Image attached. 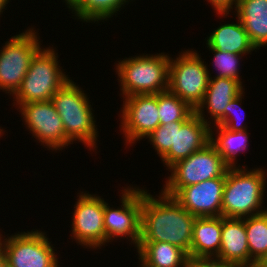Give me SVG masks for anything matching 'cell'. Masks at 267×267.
Instances as JSON below:
<instances>
[{"mask_svg":"<svg viewBox=\"0 0 267 267\" xmlns=\"http://www.w3.org/2000/svg\"><path fill=\"white\" fill-rule=\"evenodd\" d=\"M216 258L232 267L250 265L245 218L222 216L221 245Z\"/></svg>","mask_w":267,"mask_h":267,"instance_id":"obj_17","label":"cell"},{"mask_svg":"<svg viewBox=\"0 0 267 267\" xmlns=\"http://www.w3.org/2000/svg\"><path fill=\"white\" fill-rule=\"evenodd\" d=\"M0 267H6L5 256L3 254L1 246H0Z\"/></svg>","mask_w":267,"mask_h":267,"instance_id":"obj_32","label":"cell"},{"mask_svg":"<svg viewBox=\"0 0 267 267\" xmlns=\"http://www.w3.org/2000/svg\"><path fill=\"white\" fill-rule=\"evenodd\" d=\"M196 50H185L178 57H170L168 90L187 102L194 110L202 102L209 78L207 64Z\"/></svg>","mask_w":267,"mask_h":267,"instance_id":"obj_7","label":"cell"},{"mask_svg":"<svg viewBox=\"0 0 267 267\" xmlns=\"http://www.w3.org/2000/svg\"><path fill=\"white\" fill-rule=\"evenodd\" d=\"M58 58V53L50 46L35 54L20 88L12 96L13 106L51 100L58 89L70 80L59 66Z\"/></svg>","mask_w":267,"mask_h":267,"instance_id":"obj_5","label":"cell"},{"mask_svg":"<svg viewBox=\"0 0 267 267\" xmlns=\"http://www.w3.org/2000/svg\"><path fill=\"white\" fill-rule=\"evenodd\" d=\"M221 233L222 216L196 217L188 256L216 258L220 250Z\"/></svg>","mask_w":267,"mask_h":267,"instance_id":"obj_18","label":"cell"},{"mask_svg":"<svg viewBox=\"0 0 267 267\" xmlns=\"http://www.w3.org/2000/svg\"><path fill=\"white\" fill-rule=\"evenodd\" d=\"M235 11L256 50L267 46V0H238Z\"/></svg>","mask_w":267,"mask_h":267,"instance_id":"obj_19","label":"cell"},{"mask_svg":"<svg viewBox=\"0 0 267 267\" xmlns=\"http://www.w3.org/2000/svg\"><path fill=\"white\" fill-rule=\"evenodd\" d=\"M51 101L61 117L65 131V147L74 141L97 150L98 129L88 95L73 80L67 81Z\"/></svg>","mask_w":267,"mask_h":267,"instance_id":"obj_2","label":"cell"},{"mask_svg":"<svg viewBox=\"0 0 267 267\" xmlns=\"http://www.w3.org/2000/svg\"><path fill=\"white\" fill-rule=\"evenodd\" d=\"M207 2L210 3L214 11L216 10V14L227 17L231 9L236 8L238 0H207Z\"/></svg>","mask_w":267,"mask_h":267,"instance_id":"obj_30","label":"cell"},{"mask_svg":"<svg viewBox=\"0 0 267 267\" xmlns=\"http://www.w3.org/2000/svg\"><path fill=\"white\" fill-rule=\"evenodd\" d=\"M195 219L174 197L161 191L156 198L141 188L139 242H167L189 254Z\"/></svg>","mask_w":267,"mask_h":267,"instance_id":"obj_1","label":"cell"},{"mask_svg":"<svg viewBox=\"0 0 267 267\" xmlns=\"http://www.w3.org/2000/svg\"><path fill=\"white\" fill-rule=\"evenodd\" d=\"M244 94H245V92L243 91L241 94H239L236 98H234L227 105V107L225 108V117H224V119L216 126L225 127L228 130L233 131V132H239V131L247 130L246 128H248V127L246 126V124L242 125L243 120H239V117H238V115L240 113V110H241V107H242L241 103H242V98L244 99ZM237 110H238L239 113L237 112ZM236 118H238V119H236Z\"/></svg>","mask_w":267,"mask_h":267,"instance_id":"obj_28","label":"cell"},{"mask_svg":"<svg viewBox=\"0 0 267 267\" xmlns=\"http://www.w3.org/2000/svg\"><path fill=\"white\" fill-rule=\"evenodd\" d=\"M210 34L206 39L207 48L241 55H251L256 49L239 19L238 23L220 25Z\"/></svg>","mask_w":267,"mask_h":267,"instance_id":"obj_20","label":"cell"},{"mask_svg":"<svg viewBox=\"0 0 267 267\" xmlns=\"http://www.w3.org/2000/svg\"><path fill=\"white\" fill-rule=\"evenodd\" d=\"M211 141V126L196 113L186 121H176L174 146L161 158L168 170L180 160L201 150Z\"/></svg>","mask_w":267,"mask_h":267,"instance_id":"obj_15","label":"cell"},{"mask_svg":"<svg viewBox=\"0 0 267 267\" xmlns=\"http://www.w3.org/2000/svg\"><path fill=\"white\" fill-rule=\"evenodd\" d=\"M18 110L23 122L25 121L26 130L29 129L37 143H41L52 152L64 149V125L51 100L24 103Z\"/></svg>","mask_w":267,"mask_h":267,"instance_id":"obj_13","label":"cell"},{"mask_svg":"<svg viewBox=\"0 0 267 267\" xmlns=\"http://www.w3.org/2000/svg\"><path fill=\"white\" fill-rule=\"evenodd\" d=\"M80 0H64L63 2L66 3L69 11L79 2Z\"/></svg>","mask_w":267,"mask_h":267,"instance_id":"obj_31","label":"cell"},{"mask_svg":"<svg viewBox=\"0 0 267 267\" xmlns=\"http://www.w3.org/2000/svg\"><path fill=\"white\" fill-rule=\"evenodd\" d=\"M176 122L159 125L147 138L160 159L174 146Z\"/></svg>","mask_w":267,"mask_h":267,"instance_id":"obj_27","label":"cell"},{"mask_svg":"<svg viewBox=\"0 0 267 267\" xmlns=\"http://www.w3.org/2000/svg\"><path fill=\"white\" fill-rule=\"evenodd\" d=\"M243 87L235 79L210 76L204 98L195 109V113L213 129L224 119L227 105L245 91ZM204 109L206 112L208 111L207 115H210L212 122L208 121L210 118L204 114ZM207 117L208 119H206Z\"/></svg>","mask_w":267,"mask_h":267,"instance_id":"obj_16","label":"cell"},{"mask_svg":"<svg viewBox=\"0 0 267 267\" xmlns=\"http://www.w3.org/2000/svg\"><path fill=\"white\" fill-rule=\"evenodd\" d=\"M117 62L115 70L123 98L137 94H158L168 90L169 54L144 53Z\"/></svg>","mask_w":267,"mask_h":267,"instance_id":"obj_4","label":"cell"},{"mask_svg":"<svg viewBox=\"0 0 267 267\" xmlns=\"http://www.w3.org/2000/svg\"><path fill=\"white\" fill-rule=\"evenodd\" d=\"M242 267H261V266L259 264H252V265L242 266Z\"/></svg>","mask_w":267,"mask_h":267,"instance_id":"obj_35","label":"cell"},{"mask_svg":"<svg viewBox=\"0 0 267 267\" xmlns=\"http://www.w3.org/2000/svg\"><path fill=\"white\" fill-rule=\"evenodd\" d=\"M10 0H0V15L3 14V9H5L6 5L9 3Z\"/></svg>","mask_w":267,"mask_h":267,"instance_id":"obj_33","label":"cell"},{"mask_svg":"<svg viewBox=\"0 0 267 267\" xmlns=\"http://www.w3.org/2000/svg\"><path fill=\"white\" fill-rule=\"evenodd\" d=\"M144 267H185L188 254L167 242H139L136 248Z\"/></svg>","mask_w":267,"mask_h":267,"instance_id":"obj_21","label":"cell"},{"mask_svg":"<svg viewBox=\"0 0 267 267\" xmlns=\"http://www.w3.org/2000/svg\"><path fill=\"white\" fill-rule=\"evenodd\" d=\"M8 235L0 233L6 267H60L55 247L45 232L36 229Z\"/></svg>","mask_w":267,"mask_h":267,"instance_id":"obj_9","label":"cell"},{"mask_svg":"<svg viewBox=\"0 0 267 267\" xmlns=\"http://www.w3.org/2000/svg\"><path fill=\"white\" fill-rule=\"evenodd\" d=\"M217 130L211 129V143L216 147L222 159L229 167H237V156L249 146V133L247 130L233 132L222 126H215ZM214 131L215 134H214ZM217 134V138L215 135Z\"/></svg>","mask_w":267,"mask_h":267,"instance_id":"obj_22","label":"cell"},{"mask_svg":"<svg viewBox=\"0 0 267 267\" xmlns=\"http://www.w3.org/2000/svg\"><path fill=\"white\" fill-rule=\"evenodd\" d=\"M226 177H217L182 187L173 197L196 217L222 216V199Z\"/></svg>","mask_w":267,"mask_h":267,"instance_id":"obj_14","label":"cell"},{"mask_svg":"<svg viewBox=\"0 0 267 267\" xmlns=\"http://www.w3.org/2000/svg\"><path fill=\"white\" fill-rule=\"evenodd\" d=\"M261 267H267V254L258 262Z\"/></svg>","mask_w":267,"mask_h":267,"instance_id":"obj_34","label":"cell"},{"mask_svg":"<svg viewBox=\"0 0 267 267\" xmlns=\"http://www.w3.org/2000/svg\"><path fill=\"white\" fill-rule=\"evenodd\" d=\"M119 127L125 135V145L147 138L159 125L157 94H137L123 98Z\"/></svg>","mask_w":267,"mask_h":267,"instance_id":"obj_12","label":"cell"},{"mask_svg":"<svg viewBox=\"0 0 267 267\" xmlns=\"http://www.w3.org/2000/svg\"><path fill=\"white\" fill-rule=\"evenodd\" d=\"M266 178L267 172L262 168L229 167L223 190L222 216L245 218L265 212L267 207L262 204Z\"/></svg>","mask_w":267,"mask_h":267,"instance_id":"obj_3","label":"cell"},{"mask_svg":"<svg viewBox=\"0 0 267 267\" xmlns=\"http://www.w3.org/2000/svg\"><path fill=\"white\" fill-rule=\"evenodd\" d=\"M185 267H232L218 258L190 257L188 256Z\"/></svg>","mask_w":267,"mask_h":267,"instance_id":"obj_29","label":"cell"},{"mask_svg":"<svg viewBox=\"0 0 267 267\" xmlns=\"http://www.w3.org/2000/svg\"><path fill=\"white\" fill-rule=\"evenodd\" d=\"M133 0H80L72 9L78 20L86 23H97L101 20L107 21L108 18L116 16L118 11Z\"/></svg>","mask_w":267,"mask_h":267,"instance_id":"obj_23","label":"cell"},{"mask_svg":"<svg viewBox=\"0 0 267 267\" xmlns=\"http://www.w3.org/2000/svg\"><path fill=\"white\" fill-rule=\"evenodd\" d=\"M72 213L71 237L83 248L99 249L106 245L104 199L81 191ZM85 246V247H84ZM99 247V248H98Z\"/></svg>","mask_w":267,"mask_h":267,"instance_id":"obj_11","label":"cell"},{"mask_svg":"<svg viewBox=\"0 0 267 267\" xmlns=\"http://www.w3.org/2000/svg\"><path fill=\"white\" fill-rule=\"evenodd\" d=\"M228 168L216 147L210 142L201 150L172 165L168 170L171 175L167 177L161 191L173 197L182 187L226 177Z\"/></svg>","mask_w":267,"mask_h":267,"instance_id":"obj_6","label":"cell"},{"mask_svg":"<svg viewBox=\"0 0 267 267\" xmlns=\"http://www.w3.org/2000/svg\"><path fill=\"white\" fill-rule=\"evenodd\" d=\"M209 51L214 53V59H213V66L215 67V70L217 71L216 75L214 77H222V78H232L237 81H239L241 84L242 79L240 76V60L242 59L243 55L241 54H234L230 52H223L218 51L213 48H208Z\"/></svg>","mask_w":267,"mask_h":267,"instance_id":"obj_26","label":"cell"},{"mask_svg":"<svg viewBox=\"0 0 267 267\" xmlns=\"http://www.w3.org/2000/svg\"><path fill=\"white\" fill-rule=\"evenodd\" d=\"M12 36L0 50V90L13 96L20 88L23 78L35 54L42 48L35 28Z\"/></svg>","mask_w":267,"mask_h":267,"instance_id":"obj_8","label":"cell"},{"mask_svg":"<svg viewBox=\"0 0 267 267\" xmlns=\"http://www.w3.org/2000/svg\"><path fill=\"white\" fill-rule=\"evenodd\" d=\"M245 228L250 254V265L267 254V210L263 213L245 217Z\"/></svg>","mask_w":267,"mask_h":267,"instance_id":"obj_24","label":"cell"},{"mask_svg":"<svg viewBox=\"0 0 267 267\" xmlns=\"http://www.w3.org/2000/svg\"><path fill=\"white\" fill-rule=\"evenodd\" d=\"M124 186L121 193V208L110 207L104 201V229L106 243L126 238L137 248L140 239L141 188ZM129 237V239H128Z\"/></svg>","mask_w":267,"mask_h":267,"instance_id":"obj_10","label":"cell"},{"mask_svg":"<svg viewBox=\"0 0 267 267\" xmlns=\"http://www.w3.org/2000/svg\"><path fill=\"white\" fill-rule=\"evenodd\" d=\"M4 132L6 131H4V129L0 127V138L5 134Z\"/></svg>","mask_w":267,"mask_h":267,"instance_id":"obj_36","label":"cell"},{"mask_svg":"<svg viewBox=\"0 0 267 267\" xmlns=\"http://www.w3.org/2000/svg\"><path fill=\"white\" fill-rule=\"evenodd\" d=\"M160 125L186 121L195 110L169 90L157 94Z\"/></svg>","mask_w":267,"mask_h":267,"instance_id":"obj_25","label":"cell"}]
</instances>
